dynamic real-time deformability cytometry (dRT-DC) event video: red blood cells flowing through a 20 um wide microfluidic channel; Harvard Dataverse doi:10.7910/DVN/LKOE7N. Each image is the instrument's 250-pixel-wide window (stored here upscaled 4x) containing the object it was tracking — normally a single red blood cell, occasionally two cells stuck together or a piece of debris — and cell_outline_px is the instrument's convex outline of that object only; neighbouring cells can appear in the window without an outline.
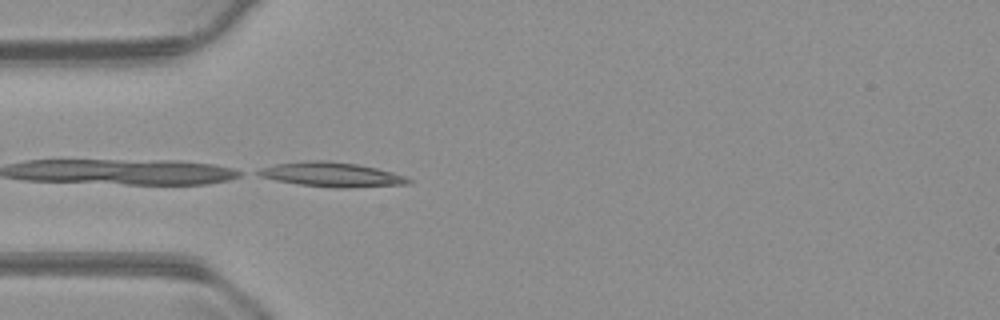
{"species": "common noctule bat (a hibernating species)", "species_latin": "Nyctalus noctula", "temperature_condition": "warm", "stored_images_in_passage": 2, "camera_frame_rate_fps": 3000, "um_per_image_px": 0.085, "animal": {"sex": "male", "body_mass_g": 23.1, "forearm_length_mm": 52.7}, "frame": {"image": 1, "passage_image": 2, "time_ms": 0.333, "image_size_px": [1000, 320], "cell_outline_px": [[412, 180], [408, 184], [348, 188], [336, 188], [300, 184], [276, 180], [260, 176], [252, 172], [260, 168], [276, 164], [304, 160], [328, 160], [356, 164], [376, 168], [392, 172], [404, 176]], "centroid_in_image_um": [28.15, 14.83], "position_along_channel_um": 56.8, "area_um2": 21.44}}